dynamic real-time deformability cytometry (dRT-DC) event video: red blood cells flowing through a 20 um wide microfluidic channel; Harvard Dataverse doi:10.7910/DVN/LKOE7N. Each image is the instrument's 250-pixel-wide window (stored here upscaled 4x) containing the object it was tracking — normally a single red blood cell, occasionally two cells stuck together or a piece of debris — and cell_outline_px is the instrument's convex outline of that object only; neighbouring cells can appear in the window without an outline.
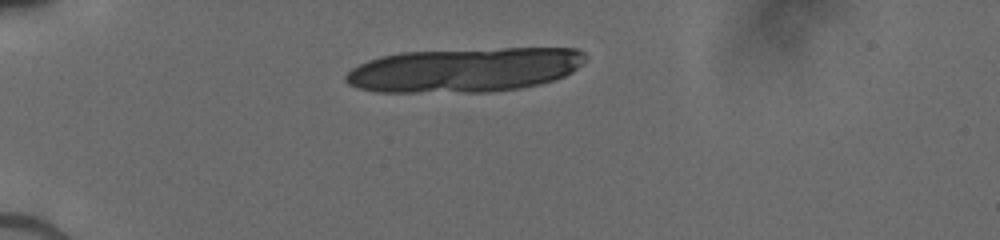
{"species": "human", "species_latin": "Homo sapiens", "temperature_condition": "cold", "stored_images_in_passage": 8, "camera_frame_rate_fps": 3000, "um_per_image_px": 0.085, "donor": {"sex": "male"}, "frame": {"image": 1, "passage_image": 1, "time_ms": 0.0, "image_size_px": [1000, 240], "cell_outline_px": [[588, 56], [572, 72], [564, 76], [540, 84], [520, 88], [492, 92], [376, 92], [356, 88], [348, 84], [344, 80], [344, 76], [352, 68], [368, 60], [380, 56], [400, 52], [504, 48], [576, 48], [584, 52]], "centroid_in_image_um": [39.46, 5.94], "position_along_channel_um": 45.5, "area_um2": 62.25}}